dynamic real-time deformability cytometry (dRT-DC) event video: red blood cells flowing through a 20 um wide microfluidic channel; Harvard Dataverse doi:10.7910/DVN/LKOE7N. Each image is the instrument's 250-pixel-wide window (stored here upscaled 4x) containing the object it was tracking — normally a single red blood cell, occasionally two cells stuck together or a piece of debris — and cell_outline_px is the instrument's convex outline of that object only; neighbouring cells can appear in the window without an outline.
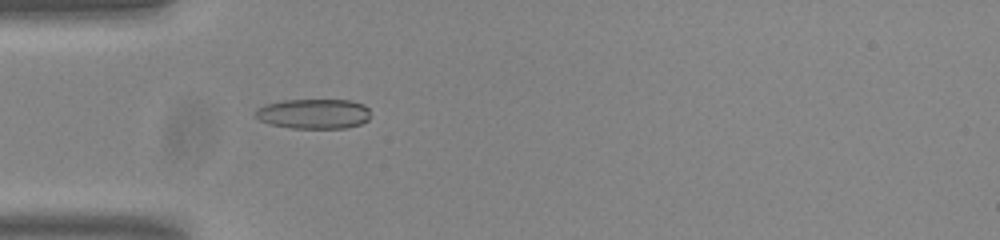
{"species": "common noctule bat (a hibernating species)", "species_latin": "Nyctalus noctula", "temperature_condition": "room temperature", "stored_images_in_passage": 41, "camera_frame_rate_fps": 3000, "um_per_image_px": 0.085, "animal": {"sex": "male", "body_mass_g": 20.0, "forearm_length_mm": 53.3}, "frame": {"image": 1, "passage_image": 4, "time_ms": 1.0, "image_size_px": [1000, 240], "cell_outline_px": [[368, 120], [360, 124], [344, 128], [292, 128], [268, 124], [260, 120], [256, 116], [256, 108], [264, 104], [284, 100], [352, 100], [364, 104], [368, 108]], "centroid_in_image_um": [26.64, 9.66], "position_along_channel_um": 58.4, "area_um2": 20.11}}
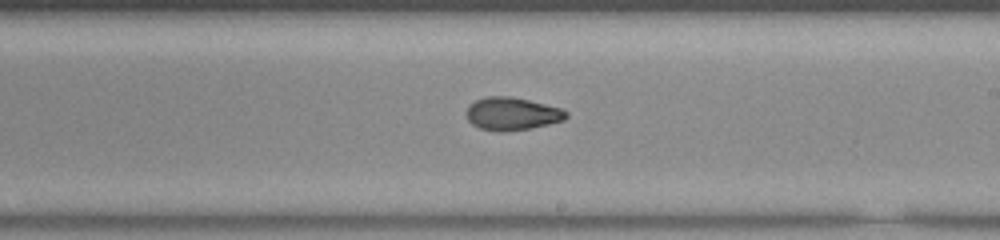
{"frame": {"image": 2, "passage_image": 19, "time_ms": 6.0, "image_size_px": [1000, 240], "cell_outline_px": [[568, 116], [564, 120], [548, 124], [528, 128], [500, 132], [480, 128], [472, 124], [468, 120], [468, 104], [484, 96], [512, 96], [560, 108], [568, 112]], "centroid_in_image_um": [43.51, 9.66], "position_along_channel_um": 245.5, "area_um2": 18.9}}
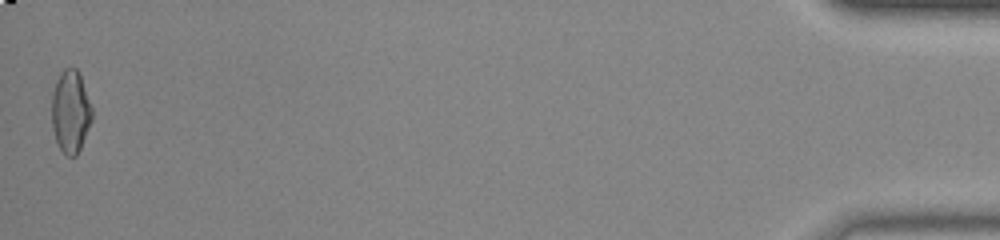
{"frame": {"image": 3, "passage_image": 41, "time_ms": 13.333, "image_size_px": [1000, 240], "cell_outline_px": [[92, 120], [80, 148], [76, 156], [68, 156], [60, 148], [56, 140], [52, 128], [52, 92], [56, 80], [60, 72], [64, 68], [76, 68], [80, 72], [92, 108]], "centroid_in_image_um": [6.0, 9.44], "position_along_channel_um": 429.2, "area_um2": 19.42}, "authors_computed_cell_mechanics": {"area_um2": 18.8428, "velocity_mm_per_s": 3.8159, "shape_relaxation_time_tau1_ms": null, "shape_relaxation_time_tau2_ms": 2.3857, "deformation_change_tau1": null, "deformation_change_tau2": 0.0806}}